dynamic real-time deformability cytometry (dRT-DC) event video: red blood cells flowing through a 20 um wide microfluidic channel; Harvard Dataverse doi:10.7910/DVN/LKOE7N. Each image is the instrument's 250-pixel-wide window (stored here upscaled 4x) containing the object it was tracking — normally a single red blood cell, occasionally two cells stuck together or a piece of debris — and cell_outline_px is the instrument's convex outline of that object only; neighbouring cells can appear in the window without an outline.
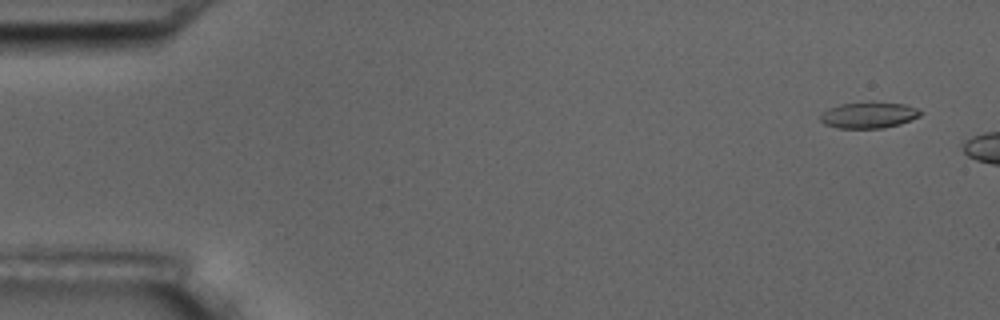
{"species": "common noctule bat (a hibernating species)", "species_latin": "Nyctalus noctula", "temperature_condition": "room temperature", "stored_images_in_passage": 2, "camera_frame_rate_fps": 3000, "um_per_image_px": 0.085, "animal": {"sex": "male", "body_mass_g": 17.5, "forearm_length_mm": 52.3}, "frame": {"image": 1, "passage_image": 2, "time_ms": 1.333, "image_size_px": [1000, 320], "cell_outline_px": [[924, 112], [920, 116], [900, 124], [884, 128], [836, 128], [824, 124], [820, 120], [820, 116], [828, 108], [840, 104], [904, 104], [916, 108]], "centroid_in_image_um": [73.84, 9.82], "position_along_channel_um": 11.2, "area_um2": 14.74}}